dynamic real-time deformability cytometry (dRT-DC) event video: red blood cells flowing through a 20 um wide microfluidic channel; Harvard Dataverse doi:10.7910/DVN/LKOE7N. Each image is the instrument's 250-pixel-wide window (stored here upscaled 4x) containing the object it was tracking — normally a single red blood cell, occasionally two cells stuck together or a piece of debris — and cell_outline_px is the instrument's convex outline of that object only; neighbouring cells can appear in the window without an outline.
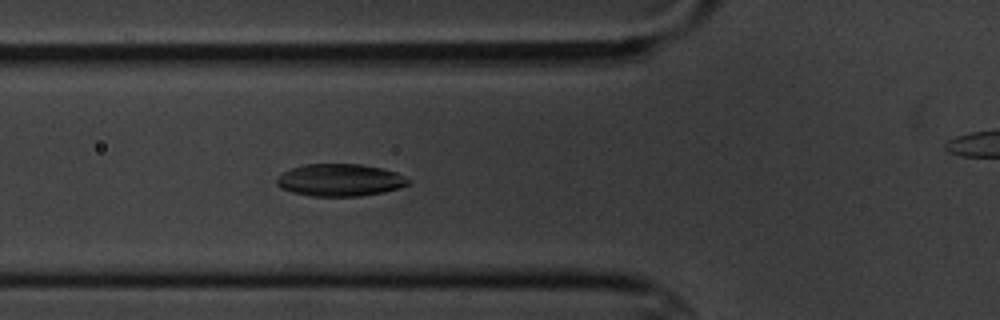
{"species": "common noctule bat (a hibernating species)", "species_latin": "Nyctalus noctula", "temperature_condition": "cold", "stored_images_in_passage": 7, "camera_frame_rate_fps": 3000, "um_per_image_px": 0.085, "animal": {"sex": "male", "body_mass_g": 20.1, "forearm_length_mm": 53.5}, "frame": {"image": 1, "passage_image": 6, "time_ms": 6.667, "image_size_px": [1000, 320], "cell_outline_px": [[412, 180], [408, 184], [400, 188], [384, 192], [360, 196], [308, 196], [292, 192], [280, 188], [276, 184], [276, 176], [292, 168], [304, 164], [360, 164], [380, 168], [396, 172]], "centroid_in_image_um": [28.88, 15.31], "position_along_channel_um": 96.9, "area_um2": 24.91}}